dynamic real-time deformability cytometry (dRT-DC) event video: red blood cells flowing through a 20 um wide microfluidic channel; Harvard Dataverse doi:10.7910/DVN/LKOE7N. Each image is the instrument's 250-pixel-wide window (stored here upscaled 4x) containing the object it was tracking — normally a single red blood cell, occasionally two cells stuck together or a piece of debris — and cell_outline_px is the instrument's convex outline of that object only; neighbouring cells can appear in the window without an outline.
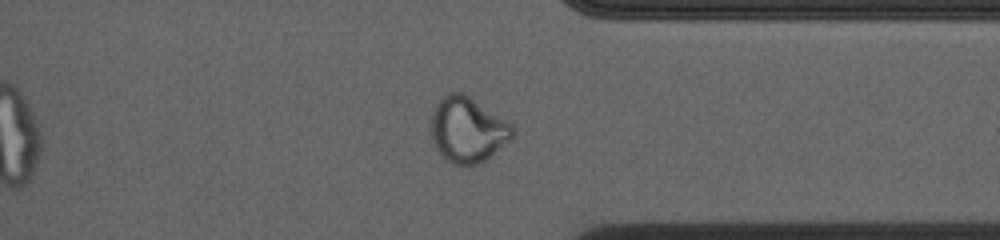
{"species": "common noctule bat (a hibernating species)", "species_latin": "Nyctalus noctula", "temperature_condition": "cold", "stored_images_in_passage": 42, "camera_frame_rate_fps": 3000, "um_per_image_px": 0.085, "animal": {"sex": "female", "body_mass_g": 23.0, "forearm_length_mm": 53.4}, "frame": {"image": 1, "passage_image": 36, "time_ms": 11.667, "image_size_px": [1000, 240], "cell_outline_px": [[516, 132], [508, 140], [484, 160], [476, 164], [452, 164], [436, 148], [432, 140], [432, 116], [440, 100], [448, 92], [460, 92], [468, 96], [512, 124], [516, 128]], "centroid_in_image_um": [39.76, 11.02], "position_along_channel_um": 371.6, "area_um2": 30.06}, "authors_computed_cell_mechanics": {"area_um2": 29.9693, "velocity_mm_per_s": 3.7191, "shape_relaxation_time_tau1_ms": null, "shape_relaxation_time_tau2_ms": 1.4192, "deformation_change_tau1": null, "deformation_change_tau2": 0.0415}}